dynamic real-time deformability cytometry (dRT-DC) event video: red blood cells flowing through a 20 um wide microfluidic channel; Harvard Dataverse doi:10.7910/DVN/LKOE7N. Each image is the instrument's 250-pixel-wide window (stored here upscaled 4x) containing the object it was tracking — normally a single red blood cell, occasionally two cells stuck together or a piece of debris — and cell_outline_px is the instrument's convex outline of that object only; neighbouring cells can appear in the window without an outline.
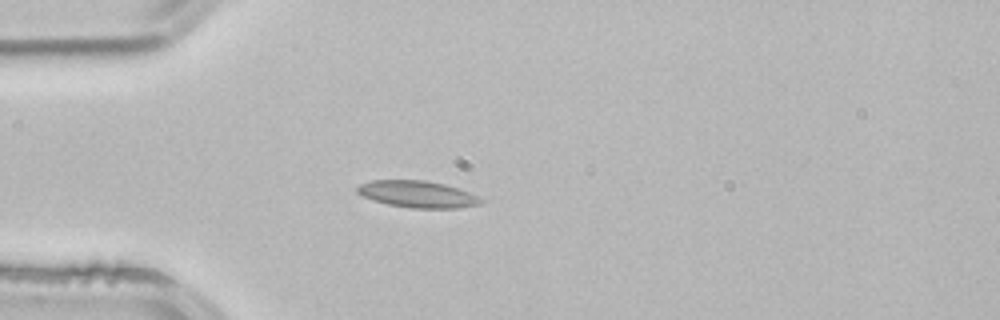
{"species": "common noctule bat (a hibernating species)", "species_latin": "Nyctalus noctula", "temperature_condition": "room temperature", "stored_images_in_passage": 2, "camera_frame_rate_fps": 3000, "um_per_image_px": 0.085, "animal": {"sex": "male", "body_mass_g": 21.5, "forearm_length_mm": 52.0}, "frame": {"image": 1, "passage_image": 2, "time_ms": 0.333, "image_size_px": [1000, 320], "cell_outline_px": [[484, 200], [480, 204], [456, 208], [412, 208], [388, 204], [372, 200], [356, 192], [356, 188], [360, 184], [372, 180], [424, 180], [444, 184], [480, 196]], "centroid_in_image_um": [35.48, 16.5], "position_along_channel_um": 49.5, "area_um2": 19.19}}